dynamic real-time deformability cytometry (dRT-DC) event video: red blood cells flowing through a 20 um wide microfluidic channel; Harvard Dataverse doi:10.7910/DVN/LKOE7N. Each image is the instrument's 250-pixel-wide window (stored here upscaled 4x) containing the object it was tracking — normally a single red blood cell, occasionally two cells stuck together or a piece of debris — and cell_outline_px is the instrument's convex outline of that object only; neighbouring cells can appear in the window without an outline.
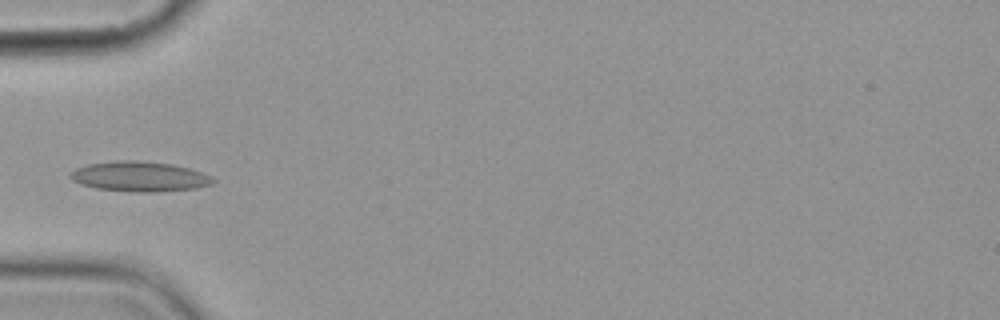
{"species": "common noctule bat (a hibernating species)", "species_latin": "Nyctalus noctula", "temperature_condition": "cold", "stored_images_in_passage": 10, "camera_frame_rate_fps": 3000, "um_per_image_px": 0.085, "animal": {"sex": "female", "body_mass_g": 19.9}, "frame": {"image": 1, "passage_image": 4, "time_ms": 4.333, "image_size_px": [1000, 320], "cell_outline_px": [[216, 180], [212, 184], [196, 188], [156, 192], [136, 192], [96, 188], [80, 184], [72, 180], [68, 176], [68, 172], [76, 168], [88, 164], [116, 160], [136, 160], [172, 164], [188, 168], [212, 176]], "centroid_in_image_um": [11.83, 15.0], "position_along_channel_um": 73.2, "area_um2": 25.09}}
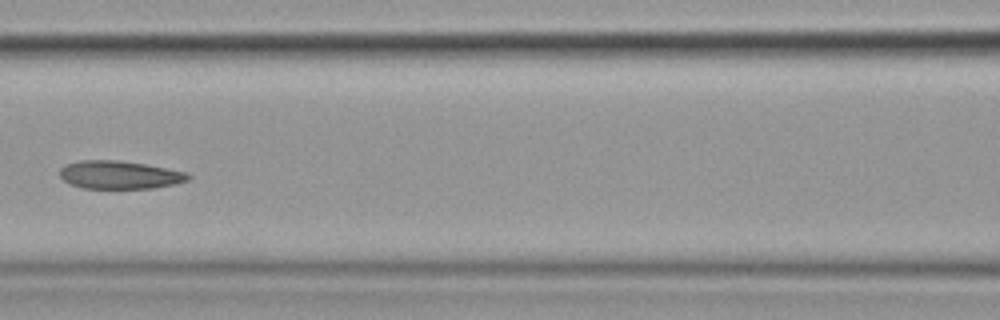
{"frame": {"image": 2, "passage_image": 6, "time_ms": 6.667, "image_size_px": [1000, 320], "cell_outline_px": [[192, 176], [188, 180], [176, 184], [152, 188], [84, 188], [72, 184], [64, 180], [60, 176], [60, 168], [68, 164], [80, 160], [116, 160], [144, 164], [184, 172]], "centroid_in_image_um": [10.16, 14.86], "position_along_channel_um": 156.4, "area_um2": 20.69}}
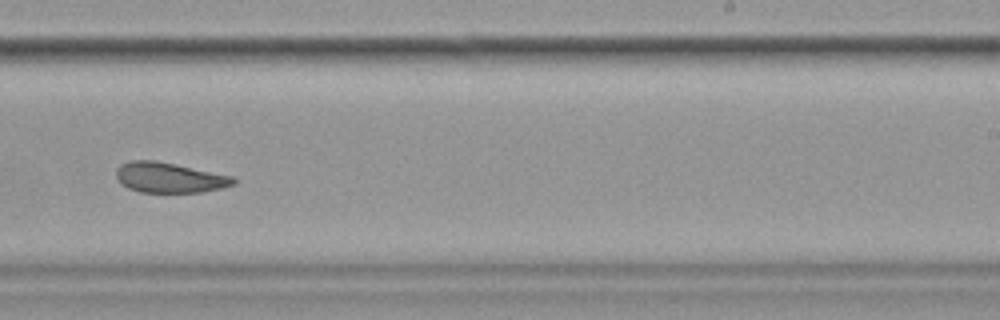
{"frame": {"image": 3, "passage_image": 9, "time_ms": 10.0, "image_size_px": [1000, 320], "cell_outline_px": [[236, 184], [224, 188], [204, 192], [140, 192], [128, 188], [120, 184], [116, 176], [116, 168], [120, 164], [132, 160], [156, 160], [232, 176], [236, 180]], "centroid_in_image_um": [14.39, 15.1], "position_along_channel_um": 274.6, "area_um2": 20.81}}